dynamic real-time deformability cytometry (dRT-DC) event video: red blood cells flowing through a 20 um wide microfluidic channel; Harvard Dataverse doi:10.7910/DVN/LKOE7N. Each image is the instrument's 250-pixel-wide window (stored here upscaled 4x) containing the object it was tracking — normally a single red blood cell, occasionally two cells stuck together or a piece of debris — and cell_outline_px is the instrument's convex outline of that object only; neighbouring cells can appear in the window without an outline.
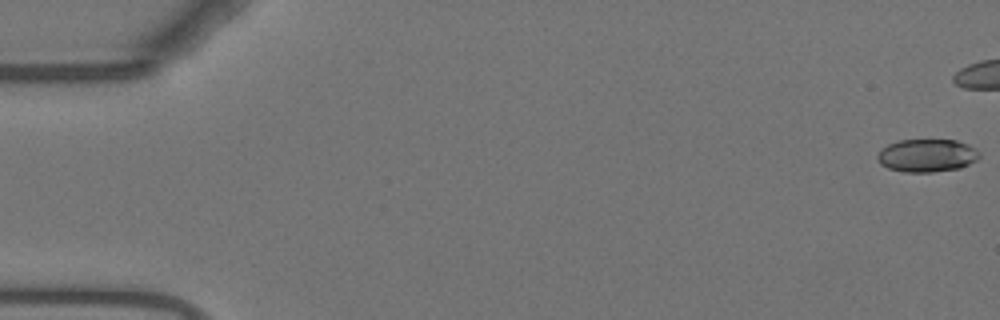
{"species": "Egyptian fruit bat (a non-hibernating species)", "species_latin": "Rousettus aegyptiacus", "temperature_condition": "warm", "stored_images_in_passage": 33, "camera_frame_rate_fps": 3000, "um_per_image_px": 0.085, "animal": {"sex": "female"}, "frame": {"image": 1, "passage_image": 1, "time_ms": 0.0, "image_size_px": [1000, 320], "cell_outline_px": [[980, 156], [976, 160], [960, 168], [932, 172], [904, 172], [888, 168], [880, 164], [876, 156], [880, 148], [888, 144], [900, 140], [956, 140], [968, 144], [976, 148], [980, 152]], "centroid_in_image_um": [78.78, 13.21], "position_along_channel_um": 6.2, "area_um2": 19.71}}
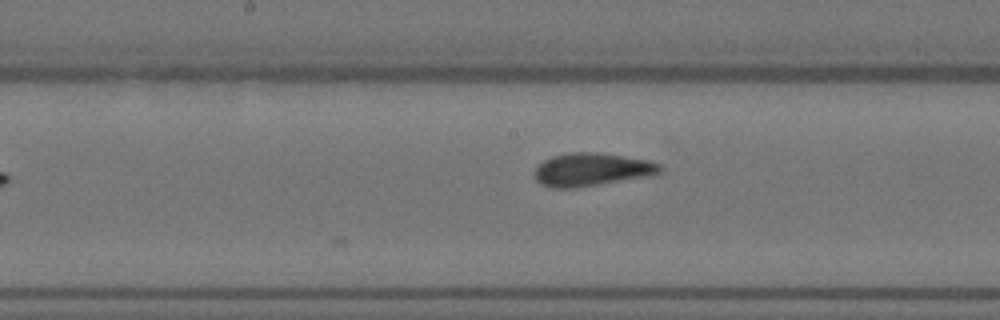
{"frame": {"image": 2, "passage_image": 33, "time_ms": 10.667, "image_size_px": [1000, 320], "cell_outline_px": [[664, 172], [652, 176], [576, 188], [548, 188], [540, 184], [532, 176], [532, 172], [544, 160], [552, 156], [568, 152], [596, 152], [624, 156], [648, 160], [660, 164], [664, 168]], "centroid_in_image_um": [50.3, 14.42], "position_along_channel_um": 197.9, "area_um2": 24.74}}